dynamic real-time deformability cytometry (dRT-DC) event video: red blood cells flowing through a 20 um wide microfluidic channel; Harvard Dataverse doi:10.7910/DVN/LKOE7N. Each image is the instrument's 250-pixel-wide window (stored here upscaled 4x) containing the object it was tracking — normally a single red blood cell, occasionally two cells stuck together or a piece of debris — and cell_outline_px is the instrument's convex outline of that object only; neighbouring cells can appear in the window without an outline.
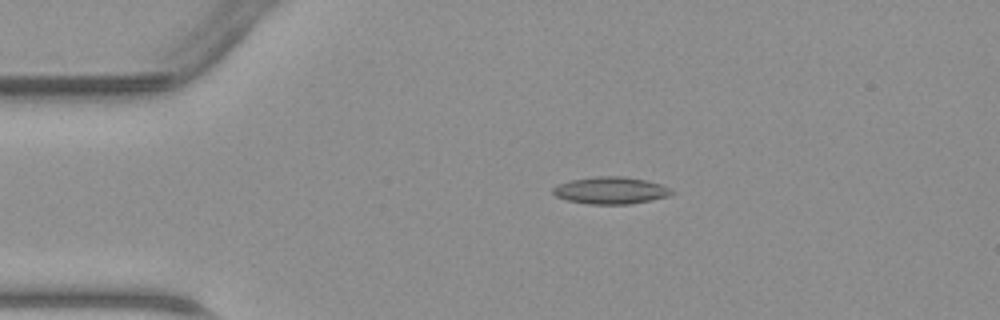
{"species": "common noctule bat (a hibernating species)", "species_latin": "Nyctalus noctula", "temperature_condition": "warm", "stored_images_in_passage": 46, "camera_frame_rate_fps": 3000, "um_per_image_px": 0.085, "animal": {"sex": "male", "body_mass_g": 23.1, "forearm_length_mm": 52.7}, "frame": {"image": 1, "passage_image": 9, "time_ms": 2.667, "image_size_px": [1000, 320], "cell_outline_px": [[676, 192], [668, 196], [652, 200], [628, 204], [588, 204], [568, 200], [556, 196], [552, 192], [552, 188], [556, 184], [572, 180], [596, 176], [624, 176], [644, 180], [660, 184]], "centroid_in_image_um": [51.89, 16.18], "position_along_channel_um": 33.1, "area_um2": 18.67}}
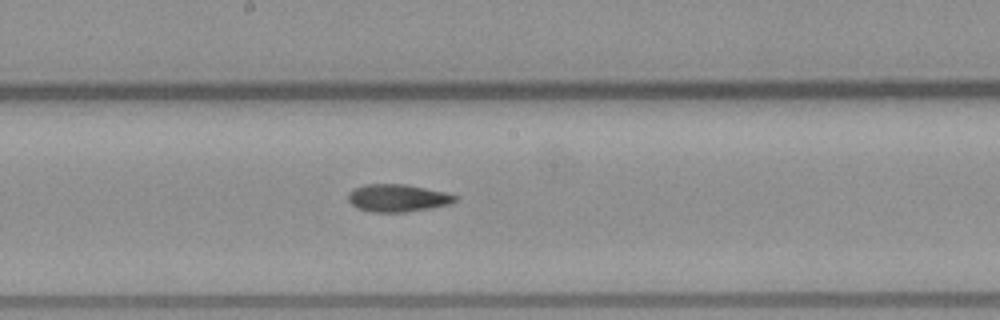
{"frame": {"image": 2, "passage_image": 24, "time_ms": 7.667, "image_size_px": [1000, 320], "cell_outline_px": [[456, 200], [448, 204], [432, 208], [404, 212], [368, 212], [356, 208], [348, 200], [348, 192], [364, 184], [408, 184], [444, 192], [456, 196]], "centroid_in_image_um": [33.75, 16.83], "position_along_channel_um": 214.4, "area_um2": 17.17}}
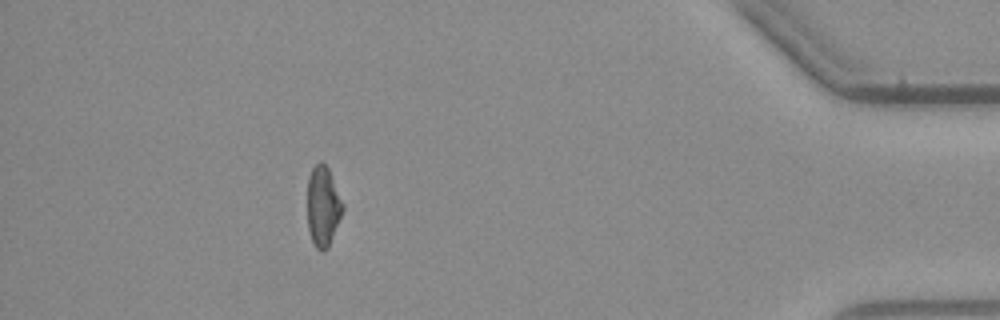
{"frame": {"image": 3, "passage_image": 41, "time_ms": 13.333, "image_size_px": [1000, 320], "cell_outline_px": [[344, 208], [328, 248], [324, 252], [316, 248], [312, 240], [308, 228], [308, 176], [312, 168], [320, 160], [328, 168], [344, 204]], "centroid_in_image_um": [27.46, 17.53], "position_along_channel_um": 407.7, "area_um2": 16.42}}